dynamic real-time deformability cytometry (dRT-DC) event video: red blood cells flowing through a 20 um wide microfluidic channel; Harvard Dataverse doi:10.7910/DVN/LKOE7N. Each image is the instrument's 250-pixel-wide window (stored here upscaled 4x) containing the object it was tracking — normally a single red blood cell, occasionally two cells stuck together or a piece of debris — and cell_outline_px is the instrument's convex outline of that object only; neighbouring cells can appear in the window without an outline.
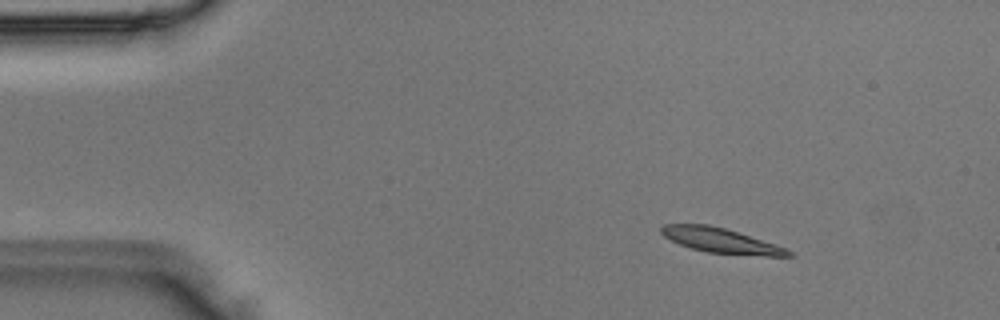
{"species": "Egyptian fruit bat (a non-hibernating species)", "species_latin": "Rousettus aegyptiacus", "temperature_condition": "room temperature", "stored_images_in_passage": 50, "camera_frame_rate_fps": 3000, "um_per_image_px": 0.085, "animal": {"sex": "male"}, "frame": {"image": 1, "passage_image": 7, "time_ms": 2.0, "image_size_px": [1000, 320], "cell_outline_px": [[796, 256], [764, 256], [708, 252], [692, 248], [680, 244], [664, 236], [660, 232], [660, 228], [664, 224], [708, 224], [724, 228], [776, 244], [788, 248]], "centroid_in_image_um": [61.31, 20.45], "position_along_channel_um": 23.7, "area_um2": 18.26}}
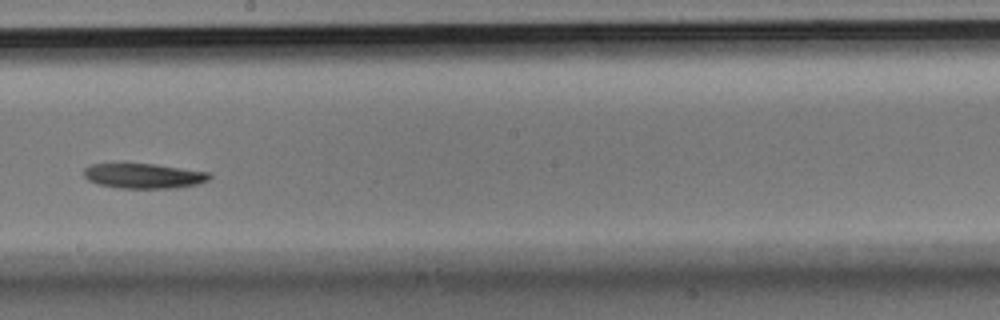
{"frame": {"image": 2, "passage_image": 28, "time_ms": 9.0, "image_size_px": [1000, 320], "cell_outline_px": [[212, 176], [208, 180], [196, 184], [176, 188], [120, 188], [100, 184], [88, 180], [84, 176], [84, 168], [92, 164], [156, 164], [212, 172]], "centroid_in_image_um": [12.27, 14.95], "position_along_channel_um": 235.9, "area_um2": 18.26}}
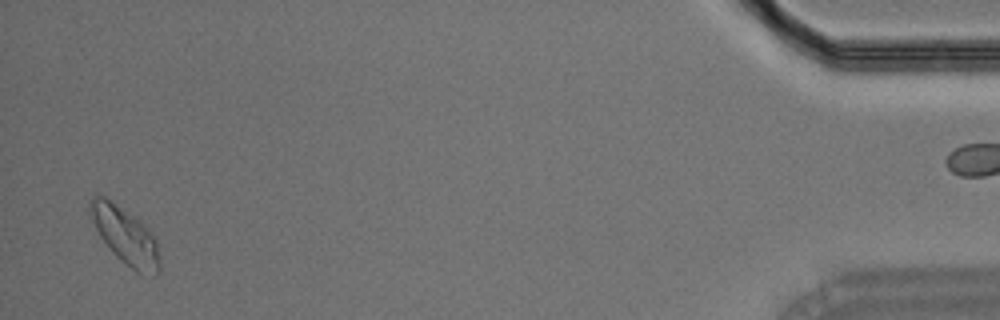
{"frame": {"image": 3, "passage_image": 48, "time_ms": 15.667, "image_size_px": [1000, 320], "cell_outline_px": [[160, 272], [156, 276], [136, 272], [120, 260], [112, 252], [100, 236], [96, 228], [88, 200], [96, 192], [104, 196], [140, 220], [152, 232], [156, 240], [160, 256]], "centroid_in_image_um": [10.69, 20.05], "position_along_channel_um": 424.5, "area_um2": 23.06}}